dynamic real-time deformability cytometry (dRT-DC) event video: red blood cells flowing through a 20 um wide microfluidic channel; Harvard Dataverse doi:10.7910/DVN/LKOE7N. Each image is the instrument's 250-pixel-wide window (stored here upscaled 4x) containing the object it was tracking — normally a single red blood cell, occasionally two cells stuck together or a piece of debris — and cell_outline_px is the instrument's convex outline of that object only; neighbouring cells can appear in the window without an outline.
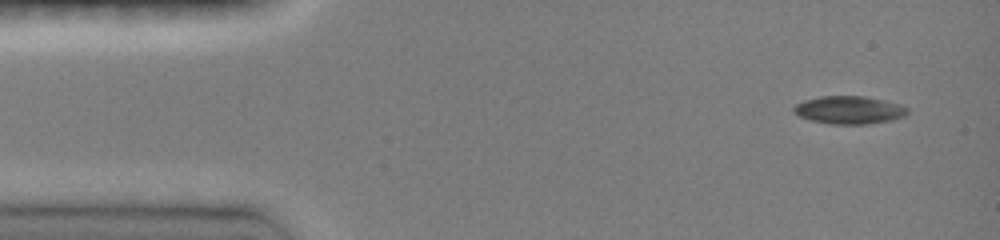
{"species": "common noctule bat (a hibernating species)", "species_latin": "Nyctalus noctula", "temperature_condition": "room temperature", "stored_images_in_passage": 4, "camera_frame_rate_fps": 3000, "um_per_image_px": 0.085, "animal": {"sex": "female", "body_mass_g": 19.0, "forearm_length_mm": 51.5}, "frame": {"image": 1, "passage_image": 1, "time_ms": 0.0, "image_size_px": [1000, 240], "cell_outline_px": [[908, 112], [904, 116], [892, 120], [864, 124], [828, 124], [812, 120], [800, 116], [792, 108], [796, 104], [804, 100], [820, 96], [864, 96], [884, 100], [900, 104], [908, 108]], "centroid_in_image_um": [72.19, 9.34], "position_along_channel_um": 12.8, "area_um2": 18.38}}